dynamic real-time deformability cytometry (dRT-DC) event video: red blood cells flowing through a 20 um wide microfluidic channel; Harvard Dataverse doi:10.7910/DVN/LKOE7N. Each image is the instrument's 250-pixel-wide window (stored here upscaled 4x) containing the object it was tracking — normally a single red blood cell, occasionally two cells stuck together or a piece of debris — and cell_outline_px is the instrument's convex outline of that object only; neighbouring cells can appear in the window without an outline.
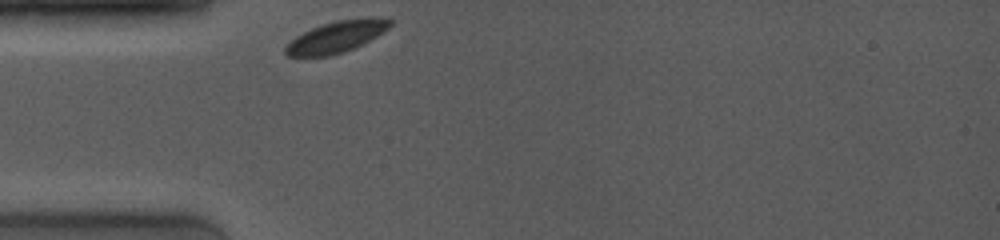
{"species": "common noctule bat (a hibernating species)", "species_latin": "Nyctalus noctula", "temperature_condition": "room temperature", "stored_images_in_passage": 9, "camera_frame_rate_fps": 4000, "um_per_image_px": 0.085, "animal": {"sex": "female", "body_mass_g": 19.0, "forearm_length_mm": 53.3}, "frame": {"image": 1, "passage_image": 1, "time_ms": 0.0, "image_size_px": [1000, 240], "cell_outline_px": [[392, 24], [388, 28], [376, 36], [344, 52], [328, 56], [288, 56], [284, 52], [284, 48], [296, 36], [312, 28], [336, 20], [392, 20]], "centroid_in_image_um": [28.49, 3.18], "position_along_channel_um": 56.5, "area_um2": 18.09}}